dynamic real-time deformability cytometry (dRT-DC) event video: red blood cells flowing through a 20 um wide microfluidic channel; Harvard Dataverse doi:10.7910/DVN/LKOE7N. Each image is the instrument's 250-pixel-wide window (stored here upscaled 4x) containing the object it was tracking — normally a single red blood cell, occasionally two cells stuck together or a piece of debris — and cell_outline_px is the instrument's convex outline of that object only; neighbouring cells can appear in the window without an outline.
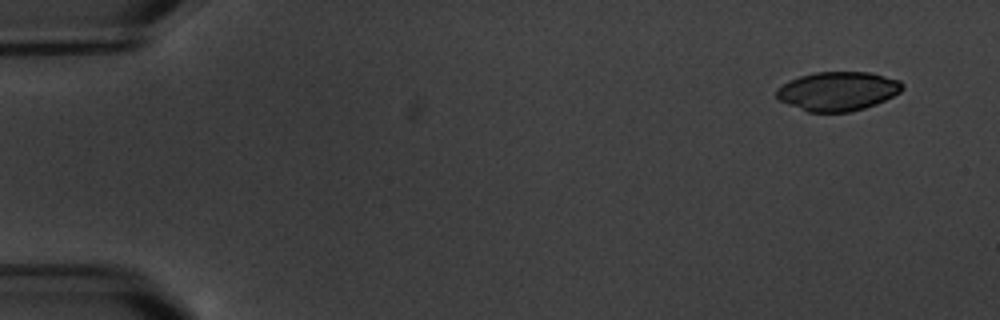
{"species": "common noctule bat (a hibernating species)", "species_latin": "Nyctalus noctula", "temperature_condition": "warm", "stored_images_in_passage": 4, "camera_frame_rate_fps": 3000, "um_per_image_px": 0.085, "animal": {"sex": "male", "body_mass_g": 20.1, "forearm_length_mm": 53.5}, "frame": {"image": 1, "passage_image": 1, "time_ms": 0.0, "image_size_px": [1000, 320], "cell_outline_px": [[904, 88], [900, 92], [876, 104], [864, 108], [848, 112], [808, 112], [788, 104], [780, 100], [776, 96], [776, 88], [800, 76], [816, 72], [872, 72], [900, 80], [904, 84]], "centroid_in_image_um": [71.24, 7.74], "position_along_channel_um": 13.8, "area_um2": 28.55}}